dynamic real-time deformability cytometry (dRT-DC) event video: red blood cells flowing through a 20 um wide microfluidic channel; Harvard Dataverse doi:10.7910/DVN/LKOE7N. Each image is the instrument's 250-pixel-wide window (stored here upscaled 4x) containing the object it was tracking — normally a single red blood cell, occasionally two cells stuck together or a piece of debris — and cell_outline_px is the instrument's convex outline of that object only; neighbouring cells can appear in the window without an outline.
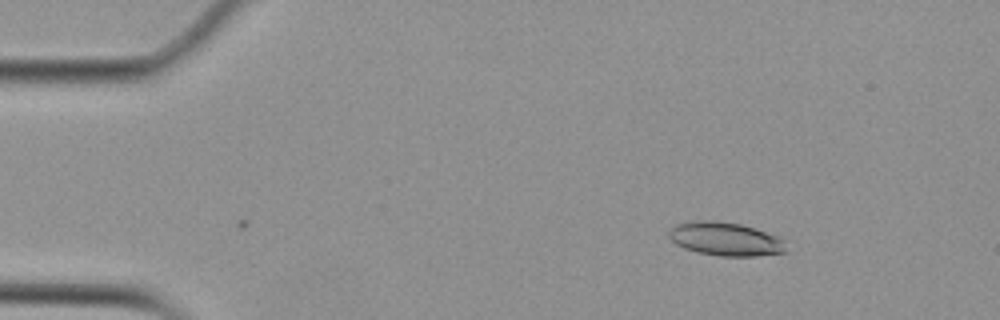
{"species": "Egyptian fruit bat (a non-hibernating species)", "species_latin": "Rousettus aegyptiacus", "temperature_condition": "cold", "stored_images_in_passage": 41, "camera_frame_rate_fps": 3000, "um_per_image_px": 0.085, "animal": {"sex": "female"}, "frame": {"image": 1, "passage_image": 1, "time_ms": 0.0, "image_size_px": [1000, 320], "cell_outline_px": [[788, 252], [756, 256], [720, 256], [696, 252], [684, 248], [676, 244], [668, 236], [668, 232], [676, 224], [696, 220], [712, 220], [740, 224], [776, 236], [784, 240]], "centroid_in_image_um": [61.65, 20.32], "position_along_channel_um": 23.3, "area_um2": 22.83}}
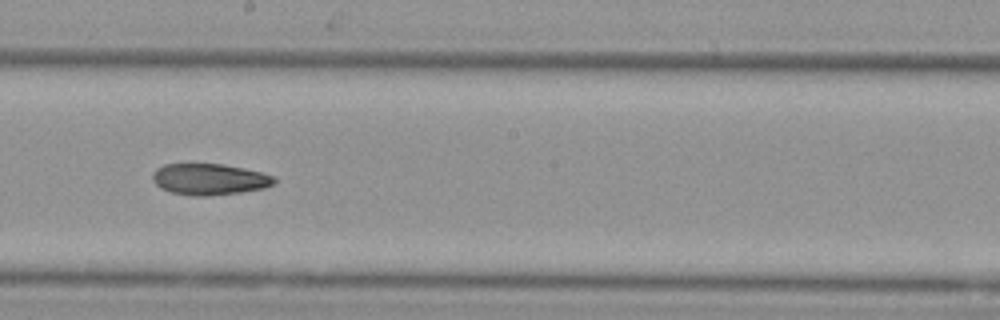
{"frame": {"image": 2, "passage_image": 24, "time_ms": 7.667, "image_size_px": [1000, 320], "cell_outline_px": [[276, 180], [272, 184], [264, 188], [240, 192], [208, 196], [192, 196], [172, 192], [160, 188], [152, 180], [152, 172], [156, 168], [164, 164], [224, 164], [244, 168], [276, 176]], "centroid_in_image_um": [17.78, 15.23], "position_along_channel_um": 230.4, "area_um2": 22.25}}
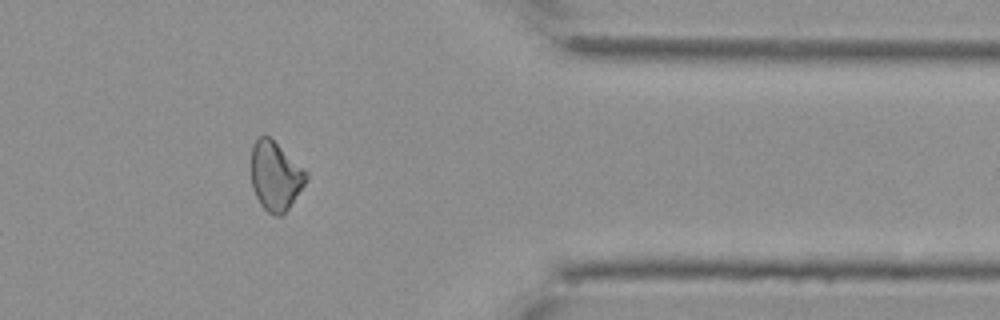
{"frame": {"image": 3, "passage_image": 38, "time_ms": 12.333, "image_size_px": [1000, 320], "cell_outline_px": [[308, 180], [288, 208], [280, 216], [276, 216], [268, 212], [260, 204], [252, 188], [252, 144], [260, 136], [268, 136], [304, 168], [308, 172]], "centroid_in_image_um": [23.42, 14.97], "position_along_channel_um": 388.0, "area_um2": 21.85}, "authors_computed_cell_mechanics": {"area_um2": 22.542, "velocity_mm_per_s": 3.7478, "shape_relaxation_time_tau1_ms": null, "shape_relaxation_time_tau2_ms": 9.9874, "deformation_change_tau1": null, "deformation_change_tau2": 0.1911}}